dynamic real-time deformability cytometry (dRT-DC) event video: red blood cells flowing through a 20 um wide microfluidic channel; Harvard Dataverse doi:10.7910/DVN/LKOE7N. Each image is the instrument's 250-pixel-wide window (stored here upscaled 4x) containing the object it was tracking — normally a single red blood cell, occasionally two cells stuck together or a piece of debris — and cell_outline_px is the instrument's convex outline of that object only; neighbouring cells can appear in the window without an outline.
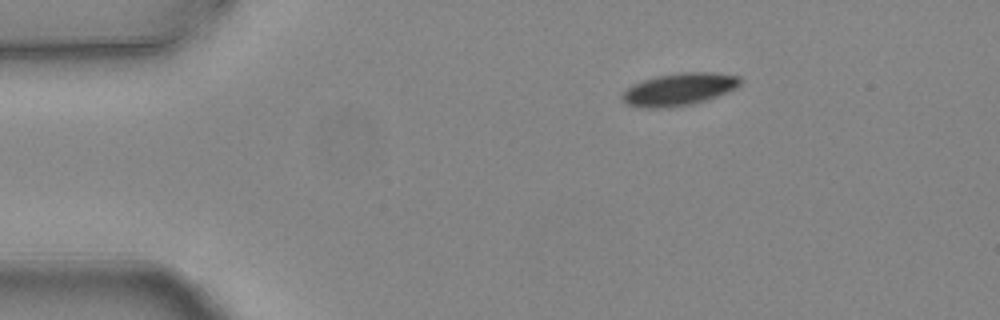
{"species": "common noctule bat (a hibernating species)", "species_latin": "Nyctalus noctula", "temperature_condition": "warm", "stored_images_in_passage": 3, "camera_frame_rate_fps": 3000, "um_per_image_px": 0.085, "animal": {"sex": "female", "body_mass_g": 24.6, "forearm_length_mm": 56.2}, "frame": {"image": 1, "passage_image": 1, "time_ms": 0.0, "image_size_px": [1000, 320], "cell_outline_px": [[744, 80], [736, 88], [716, 96], [692, 104], [668, 108], [640, 108], [628, 104], [620, 100], [620, 96], [632, 84], [656, 76], [680, 72], [716, 72], [740, 76]], "centroid_in_image_um": [57.72, 7.59], "position_along_channel_um": 27.3, "area_um2": 22.48}}